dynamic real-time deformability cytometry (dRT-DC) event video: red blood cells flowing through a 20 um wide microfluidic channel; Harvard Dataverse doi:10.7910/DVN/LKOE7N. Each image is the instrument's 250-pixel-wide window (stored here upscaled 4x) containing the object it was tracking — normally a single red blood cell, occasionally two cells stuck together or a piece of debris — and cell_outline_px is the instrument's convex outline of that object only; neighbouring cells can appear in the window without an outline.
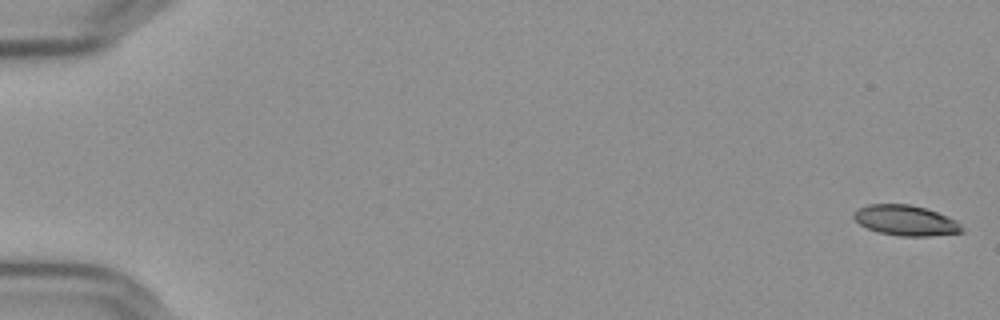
{"species": "Egyptian fruit bat (a non-hibernating species)", "species_latin": "Rousettus aegyptiacus", "temperature_condition": "cold", "stored_images_in_passage": 57, "camera_frame_rate_fps": 3000, "um_per_image_px": 0.085, "frame": {"image": 1, "passage_image": 1, "time_ms": 0.0, "image_size_px": [1000, 320], "cell_outline_px": [[964, 232], [928, 236], [900, 236], [880, 232], [868, 228], [860, 224], [852, 216], [852, 212], [868, 204], [908, 204], [924, 208], [948, 216], [956, 220], [964, 228]], "centroid_in_image_um": [76.99, 18.73], "position_along_channel_um": 8.0, "area_um2": 19.02}}
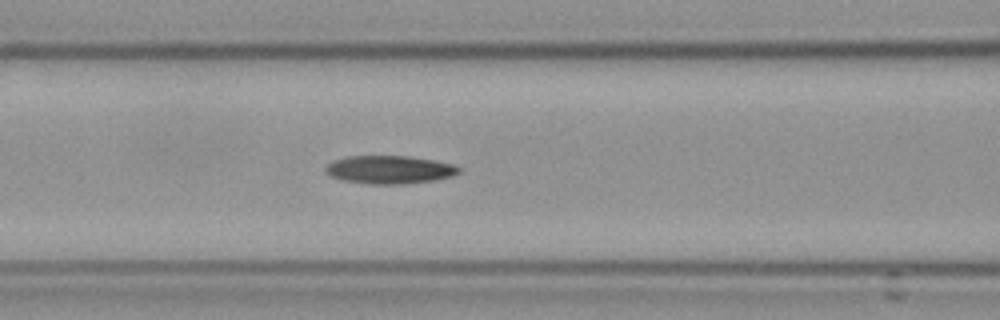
{"frame": {"image": 2, "passage_image": 25, "time_ms": 8.0, "image_size_px": [1000, 320], "cell_outline_px": [[460, 172], [452, 176], [436, 180], [404, 184], [368, 184], [344, 180], [328, 176], [324, 168], [332, 160], [348, 156], [408, 156], [432, 160], [452, 164], [460, 168]], "centroid_in_image_um": [33.08, 14.42], "position_along_channel_um": 133.5, "area_um2": 21.91}}
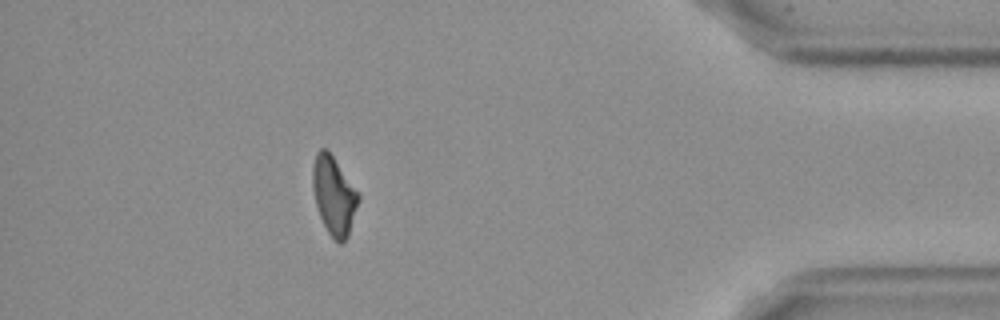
{"frame": {"image": 3, "passage_image": 51, "time_ms": 16.667, "image_size_px": [1000, 320], "cell_outline_px": [[360, 200], [348, 236], [340, 244], [332, 240], [320, 216], [316, 204], [312, 188], [312, 168], [316, 152], [320, 148], [328, 148], [360, 196]], "centroid_in_image_um": [28.37, 16.61], "position_along_channel_um": 406.8, "area_um2": 20.98}}